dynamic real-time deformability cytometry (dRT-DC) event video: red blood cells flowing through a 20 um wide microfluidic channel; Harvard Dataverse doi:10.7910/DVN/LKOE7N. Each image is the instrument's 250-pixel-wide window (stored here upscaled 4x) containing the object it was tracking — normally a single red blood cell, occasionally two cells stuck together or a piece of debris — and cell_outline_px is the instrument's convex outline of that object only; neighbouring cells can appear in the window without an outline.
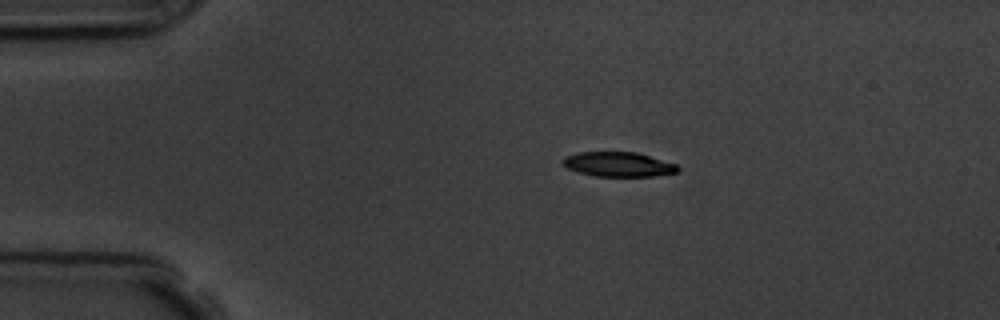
{"species": "common noctule bat (a hibernating species)", "species_latin": "Nyctalus noctula", "temperature_condition": "room temperature", "stored_images_in_passage": 3, "camera_frame_rate_fps": 3000, "um_per_image_px": 0.085, "animal": {"sex": "male", "body_mass_g": 19.5, "forearm_length_mm": 54.6}, "frame": {"image": 1, "passage_image": 1, "time_ms": 0.0, "image_size_px": [1000, 320], "cell_outline_px": [[680, 168], [676, 172], [652, 176], [596, 176], [580, 172], [568, 168], [560, 164], [560, 160], [564, 156], [580, 152], [636, 152], [676, 164]], "centroid_in_image_um": [52.51, 13.96], "position_along_channel_um": 32.5, "area_um2": 16.42}}
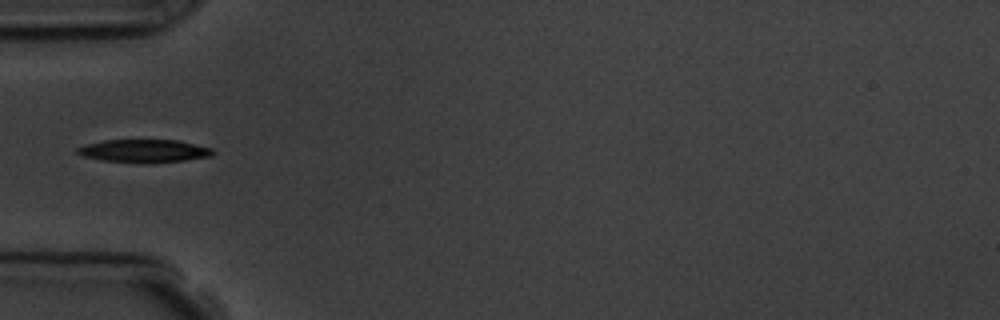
{"frame": {"image": 2, "passage_image": 3, "time_ms": 2.333, "image_size_px": [1000, 320], "cell_outline_px": [[216, 152], [212, 156], [184, 160], [148, 164], [104, 160], [84, 156], [76, 152], [76, 148], [84, 144], [104, 140], [176, 140], [212, 148]], "centroid_in_image_um": [12.25, 12.83], "position_along_channel_um": 72.7, "area_um2": 18.21}}